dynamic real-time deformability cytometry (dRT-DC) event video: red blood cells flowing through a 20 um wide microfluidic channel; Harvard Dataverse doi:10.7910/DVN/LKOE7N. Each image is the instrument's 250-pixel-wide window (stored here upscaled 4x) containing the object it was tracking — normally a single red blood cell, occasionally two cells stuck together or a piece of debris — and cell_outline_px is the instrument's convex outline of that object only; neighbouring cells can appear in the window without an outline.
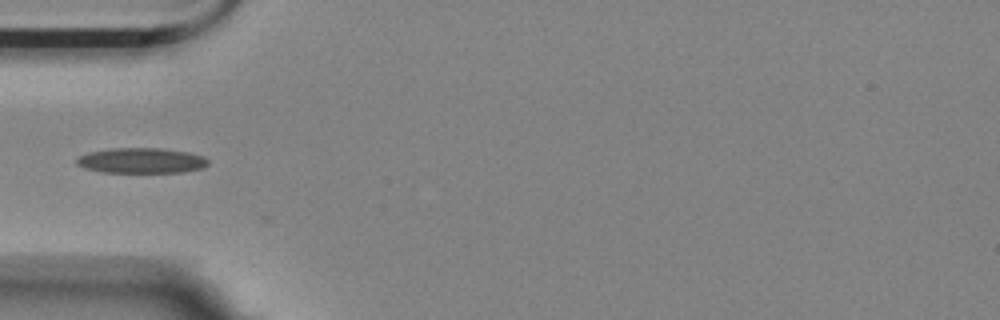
{"species": "Egyptian fruit bat (a non-hibernating species)", "species_latin": "Rousettus aegyptiacus", "temperature_condition": "room temperature", "stored_images_in_passage": 6, "camera_frame_rate_fps": 3000, "um_per_image_px": 0.085, "animal": {"sex": "female"}, "frame": {"image": 1, "passage_image": 2, "time_ms": 0.333, "image_size_px": [1000, 320], "cell_outline_px": [[208, 164], [204, 168], [184, 172], [100, 172], [84, 168], [76, 164], [76, 160], [80, 156], [88, 152], [112, 148], [160, 148], [188, 152], [204, 156], [208, 160]], "centroid_in_image_um": [12.03, 13.65], "position_along_channel_um": 73.0, "area_um2": 19.48}}
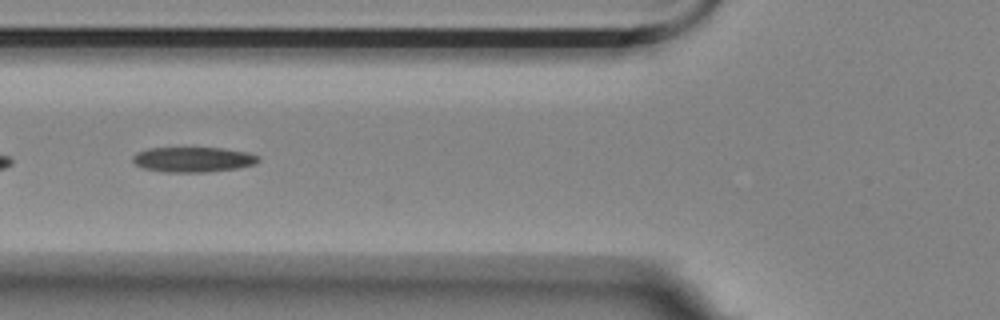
{"frame": {"image": 2, "passage_image": 5, "time_ms": 1.333, "image_size_px": [1000, 320], "cell_outline_px": [[260, 160], [256, 164], [236, 168], [204, 172], [164, 172], [144, 168], [136, 164], [132, 160], [132, 156], [136, 152], [148, 148], [224, 148], [248, 152], [260, 156]], "centroid_in_image_um": [16.43, 13.55], "position_along_channel_um": 109.4, "area_um2": 18.44}}